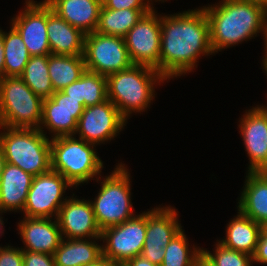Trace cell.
Segmentation results:
<instances>
[{
	"mask_svg": "<svg viewBox=\"0 0 267 266\" xmlns=\"http://www.w3.org/2000/svg\"><path fill=\"white\" fill-rule=\"evenodd\" d=\"M168 15L161 16L159 73L169 81L192 72L201 55L214 53L203 7Z\"/></svg>",
	"mask_w": 267,
	"mask_h": 266,
	"instance_id": "cell-1",
	"label": "cell"
},
{
	"mask_svg": "<svg viewBox=\"0 0 267 266\" xmlns=\"http://www.w3.org/2000/svg\"><path fill=\"white\" fill-rule=\"evenodd\" d=\"M203 9L214 54L262 34L267 17L266 5L249 0H221Z\"/></svg>",
	"mask_w": 267,
	"mask_h": 266,
	"instance_id": "cell-2",
	"label": "cell"
},
{
	"mask_svg": "<svg viewBox=\"0 0 267 266\" xmlns=\"http://www.w3.org/2000/svg\"><path fill=\"white\" fill-rule=\"evenodd\" d=\"M166 79L154 68L133 64L106 76L107 96L126 119L132 113L145 112L155 97V86ZM160 83V84H159Z\"/></svg>",
	"mask_w": 267,
	"mask_h": 266,
	"instance_id": "cell-3",
	"label": "cell"
},
{
	"mask_svg": "<svg viewBox=\"0 0 267 266\" xmlns=\"http://www.w3.org/2000/svg\"><path fill=\"white\" fill-rule=\"evenodd\" d=\"M0 129V148L6 163L33 176L51 170V139L40 129L6 126H0Z\"/></svg>",
	"mask_w": 267,
	"mask_h": 266,
	"instance_id": "cell-4",
	"label": "cell"
},
{
	"mask_svg": "<svg viewBox=\"0 0 267 266\" xmlns=\"http://www.w3.org/2000/svg\"><path fill=\"white\" fill-rule=\"evenodd\" d=\"M51 170L63 175L76 188L97 178L102 181L103 161L97 155L96 145L74 135L51 138ZM95 177V178H94Z\"/></svg>",
	"mask_w": 267,
	"mask_h": 266,
	"instance_id": "cell-5",
	"label": "cell"
},
{
	"mask_svg": "<svg viewBox=\"0 0 267 266\" xmlns=\"http://www.w3.org/2000/svg\"><path fill=\"white\" fill-rule=\"evenodd\" d=\"M126 164L120 162L110 175H106L94 201H91L98 227L122 224L133 218L131 198V175Z\"/></svg>",
	"mask_w": 267,
	"mask_h": 266,
	"instance_id": "cell-6",
	"label": "cell"
},
{
	"mask_svg": "<svg viewBox=\"0 0 267 266\" xmlns=\"http://www.w3.org/2000/svg\"><path fill=\"white\" fill-rule=\"evenodd\" d=\"M43 99L17 76L0 79V126L39 129Z\"/></svg>",
	"mask_w": 267,
	"mask_h": 266,
	"instance_id": "cell-7",
	"label": "cell"
},
{
	"mask_svg": "<svg viewBox=\"0 0 267 266\" xmlns=\"http://www.w3.org/2000/svg\"><path fill=\"white\" fill-rule=\"evenodd\" d=\"M83 58L86 70L104 76L133 65L123 37L96 31L85 35Z\"/></svg>",
	"mask_w": 267,
	"mask_h": 266,
	"instance_id": "cell-8",
	"label": "cell"
},
{
	"mask_svg": "<svg viewBox=\"0 0 267 266\" xmlns=\"http://www.w3.org/2000/svg\"><path fill=\"white\" fill-rule=\"evenodd\" d=\"M74 186L61 174L50 170L34 176L28 191L23 214L28 218H57L67 197L64 193Z\"/></svg>",
	"mask_w": 267,
	"mask_h": 266,
	"instance_id": "cell-9",
	"label": "cell"
},
{
	"mask_svg": "<svg viewBox=\"0 0 267 266\" xmlns=\"http://www.w3.org/2000/svg\"><path fill=\"white\" fill-rule=\"evenodd\" d=\"M146 234V212L101 231L102 256L114 262L141 255Z\"/></svg>",
	"mask_w": 267,
	"mask_h": 266,
	"instance_id": "cell-10",
	"label": "cell"
},
{
	"mask_svg": "<svg viewBox=\"0 0 267 266\" xmlns=\"http://www.w3.org/2000/svg\"><path fill=\"white\" fill-rule=\"evenodd\" d=\"M153 7L128 31L125 44L133 64L145 65L159 72L161 50V14Z\"/></svg>",
	"mask_w": 267,
	"mask_h": 266,
	"instance_id": "cell-11",
	"label": "cell"
},
{
	"mask_svg": "<svg viewBox=\"0 0 267 266\" xmlns=\"http://www.w3.org/2000/svg\"><path fill=\"white\" fill-rule=\"evenodd\" d=\"M126 123L117 107L107 99L101 104L84 108L74 136L78 134L80 139L97 146L117 137Z\"/></svg>",
	"mask_w": 267,
	"mask_h": 266,
	"instance_id": "cell-12",
	"label": "cell"
},
{
	"mask_svg": "<svg viewBox=\"0 0 267 266\" xmlns=\"http://www.w3.org/2000/svg\"><path fill=\"white\" fill-rule=\"evenodd\" d=\"M175 207H154L146 212V234L141 256L161 265L166 245L182 230ZM179 222V223H178Z\"/></svg>",
	"mask_w": 267,
	"mask_h": 266,
	"instance_id": "cell-13",
	"label": "cell"
},
{
	"mask_svg": "<svg viewBox=\"0 0 267 266\" xmlns=\"http://www.w3.org/2000/svg\"><path fill=\"white\" fill-rule=\"evenodd\" d=\"M84 108L79 100L62 91H55L51 97L43 99L39 129L45 135L47 132L43 129H48L53 134L52 138L74 135Z\"/></svg>",
	"mask_w": 267,
	"mask_h": 266,
	"instance_id": "cell-14",
	"label": "cell"
},
{
	"mask_svg": "<svg viewBox=\"0 0 267 266\" xmlns=\"http://www.w3.org/2000/svg\"><path fill=\"white\" fill-rule=\"evenodd\" d=\"M24 9L15 15L11 25L19 32L31 56L50 55L47 37V3L26 0Z\"/></svg>",
	"mask_w": 267,
	"mask_h": 266,
	"instance_id": "cell-15",
	"label": "cell"
},
{
	"mask_svg": "<svg viewBox=\"0 0 267 266\" xmlns=\"http://www.w3.org/2000/svg\"><path fill=\"white\" fill-rule=\"evenodd\" d=\"M239 120V132L249 157L248 172L267 170V106L256 105Z\"/></svg>",
	"mask_w": 267,
	"mask_h": 266,
	"instance_id": "cell-16",
	"label": "cell"
},
{
	"mask_svg": "<svg viewBox=\"0 0 267 266\" xmlns=\"http://www.w3.org/2000/svg\"><path fill=\"white\" fill-rule=\"evenodd\" d=\"M61 234L66 239L101 238L91 200L71 196L60 207L57 217Z\"/></svg>",
	"mask_w": 267,
	"mask_h": 266,
	"instance_id": "cell-17",
	"label": "cell"
},
{
	"mask_svg": "<svg viewBox=\"0 0 267 266\" xmlns=\"http://www.w3.org/2000/svg\"><path fill=\"white\" fill-rule=\"evenodd\" d=\"M17 227L25 245L22 250L53 255L63 239L57 218L24 216Z\"/></svg>",
	"mask_w": 267,
	"mask_h": 266,
	"instance_id": "cell-18",
	"label": "cell"
},
{
	"mask_svg": "<svg viewBox=\"0 0 267 266\" xmlns=\"http://www.w3.org/2000/svg\"><path fill=\"white\" fill-rule=\"evenodd\" d=\"M58 16L84 34L96 31L102 0H44Z\"/></svg>",
	"mask_w": 267,
	"mask_h": 266,
	"instance_id": "cell-19",
	"label": "cell"
},
{
	"mask_svg": "<svg viewBox=\"0 0 267 266\" xmlns=\"http://www.w3.org/2000/svg\"><path fill=\"white\" fill-rule=\"evenodd\" d=\"M85 35L58 16L47 4V37L51 54L83 55Z\"/></svg>",
	"mask_w": 267,
	"mask_h": 266,
	"instance_id": "cell-20",
	"label": "cell"
},
{
	"mask_svg": "<svg viewBox=\"0 0 267 266\" xmlns=\"http://www.w3.org/2000/svg\"><path fill=\"white\" fill-rule=\"evenodd\" d=\"M33 178L18 166L5 163L0 179V210L22 212Z\"/></svg>",
	"mask_w": 267,
	"mask_h": 266,
	"instance_id": "cell-21",
	"label": "cell"
},
{
	"mask_svg": "<svg viewBox=\"0 0 267 266\" xmlns=\"http://www.w3.org/2000/svg\"><path fill=\"white\" fill-rule=\"evenodd\" d=\"M238 198V210L258 224L267 220V174L248 172Z\"/></svg>",
	"mask_w": 267,
	"mask_h": 266,
	"instance_id": "cell-22",
	"label": "cell"
},
{
	"mask_svg": "<svg viewBox=\"0 0 267 266\" xmlns=\"http://www.w3.org/2000/svg\"><path fill=\"white\" fill-rule=\"evenodd\" d=\"M101 238H63L53 256L56 266H86L95 263L102 256ZM96 240V241H95Z\"/></svg>",
	"mask_w": 267,
	"mask_h": 266,
	"instance_id": "cell-23",
	"label": "cell"
},
{
	"mask_svg": "<svg viewBox=\"0 0 267 266\" xmlns=\"http://www.w3.org/2000/svg\"><path fill=\"white\" fill-rule=\"evenodd\" d=\"M237 213L226 226V238L218 241L227 248L253 256L261 234V225L239 210Z\"/></svg>",
	"mask_w": 267,
	"mask_h": 266,
	"instance_id": "cell-24",
	"label": "cell"
},
{
	"mask_svg": "<svg viewBox=\"0 0 267 266\" xmlns=\"http://www.w3.org/2000/svg\"><path fill=\"white\" fill-rule=\"evenodd\" d=\"M86 70L83 55H48V72L54 91L77 81Z\"/></svg>",
	"mask_w": 267,
	"mask_h": 266,
	"instance_id": "cell-25",
	"label": "cell"
},
{
	"mask_svg": "<svg viewBox=\"0 0 267 266\" xmlns=\"http://www.w3.org/2000/svg\"><path fill=\"white\" fill-rule=\"evenodd\" d=\"M151 9L112 10L101 6L96 32L125 37L128 31Z\"/></svg>",
	"mask_w": 267,
	"mask_h": 266,
	"instance_id": "cell-26",
	"label": "cell"
},
{
	"mask_svg": "<svg viewBox=\"0 0 267 266\" xmlns=\"http://www.w3.org/2000/svg\"><path fill=\"white\" fill-rule=\"evenodd\" d=\"M4 45V77H19L31 57L19 32L11 25L7 33L2 30Z\"/></svg>",
	"mask_w": 267,
	"mask_h": 266,
	"instance_id": "cell-27",
	"label": "cell"
},
{
	"mask_svg": "<svg viewBox=\"0 0 267 266\" xmlns=\"http://www.w3.org/2000/svg\"><path fill=\"white\" fill-rule=\"evenodd\" d=\"M19 77L42 99L51 97L55 92L48 72V55L31 56Z\"/></svg>",
	"mask_w": 267,
	"mask_h": 266,
	"instance_id": "cell-28",
	"label": "cell"
},
{
	"mask_svg": "<svg viewBox=\"0 0 267 266\" xmlns=\"http://www.w3.org/2000/svg\"><path fill=\"white\" fill-rule=\"evenodd\" d=\"M188 238L182 229L164 248L165 255L160 266H194L202 254V248L196 245L189 248Z\"/></svg>",
	"mask_w": 267,
	"mask_h": 266,
	"instance_id": "cell-29",
	"label": "cell"
},
{
	"mask_svg": "<svg viewBox=\"0 0 267 266\" xmlns=\"http://www.w3.org/2000/svg\"><path fill=\"white\" fill-rule=\"evenodd\" d=\"M81 104L98 105L108 99L106 76L85 70L80 77Z\"/></svg>",
	"mask_w": 267,
	"mask_h": 266,
	"instance_id": "cell-30",
	"label": "cell"
},
{
	"mask_svg": "<svg viewBox=\"0 0 267 266\" xmlns=\"http://www.w3.org/2000/svg\"><path fill=\"white\" fill-rule=\"evenodd\" d=\"M202 255L214 266H251L253 265L252 256L244 252L236 251L225 247L218 240L215 244V251L202 248Z\"/></svg>",
	"mask_w": 267,
	"mask_h": 266,
	"instance_id": "cell-31",
	"label": "cell"
},
{
	"mask_svg": "<svg viewBox=\"0 0 267 266\" xmlns=\"http://www.w3.org/2000/svg\"><path fill=\"white\" fill-rule=\"evenodd\" d=\"M0 266H23V250L13 246H0Z\"/></svg>",
	"mask_w": 267,
	"mask_h": 266,
	"instance_id": "cell-32",
	"label": "cell"
},
{
	"mask_svg": "<svg viewBox=\"0 0 267 266\" xmlns=\"http://www.w3.org/2000/svg\"><path fill=\"white\" fill-rule=\"evenodd\" d=\"M102 5L112 10L153 8L146 0H102Z\"/></svg>",
	"mask_w": 267,
	"mask_h": 266,
	"instance_id": "cell-33",
	"label": "cell"
},
{
	"mask_svg": "<svg viewBox=\"0 0 267 266\" xmlns=\"http://www.w3.org/2000/svg\"><path fill=\"white\" fill-rule=\"evenodd\" d=\"M23 266H56L54 256L23 250Z\"/></svg>",
	"mask_w": 267,
	"mask_h": 266,
	"instance_id": "cell-34",
	"label": "cell"
},
{
	"mask_svg": "<svg viewBox=\"0 0 267 266\" xmlns=\"http://www.w3.org/2000/svg\"><path fill=\"white\" fill-rule=\"evenodd\" d=\"M253 263L267 264V236L260 234L257 247L252 256Z\"/></svg>",
	"mask_w": 267,
	"mask_h": 266,
	"instance_id": "cell-35",
	"label": "cell"
},
{
	"mask_svg": "<svg viewBox=\"0 0 267 266\" xmlns=\"http://www.w3.org/2000/svg\"><path fill=\"white\" fill-rule=\"evenodd\" d=\"M61 91L66 95H69L71 98L79 100V102L81 103L80 78Z\"/></svg>",
	"mask_w": 267,
	"mask_h": 266,
	"instance_id": "cell-36",
	"label": "cell"
},
{
	"mask_svg": "<svg viewBox=\"0 0 267 266\" xmlns=\"http://www.w3.org/2000/svg\"><path fill=\"white\" fill-rule=\"evenodd\" d=\"M131 266H159L151 263L148 259L143 258L141 255L136 256L127 261Z\"/></svg>",
	"mask_w": 267,
	"mask_h": 266,
	"instance_id": "cell-37",
	"label": "cell"
},
{
	"mask_svg": "<svg viewBox=\"0 0 267 266\" xmlns=\"http://www.w3.org/2000/svg\"><path fill=\"white\" fill-rule=\"evenodd\" d=\"M4 45L2 39V29H0V79L4 78Z\"/></svg>",
	"mask_w": 267,
	"mask_h": 266,
	"instance_id": "cell-38",
	"label": "cell"
},
{
	"mask_svg": "<svg viewBox=\"0 0 267 266\" xmlns=\"http://www.w3.org/2000/svg\"><path fill=\"white\" fill-rule=\"evenodd\" d=\"M264 34V35H263ZM262 35H263V40H264V51H265V55L262 59V66H263V70H265L267 68V17H266V20H265V23H264V28H263V32H262Z\"/></svg>",
	"mask_w": 267,
	"mask_h": 266,
	"instance_id": "cell-39",
	"label": "cell"
},
{
	"mask_svg": "<svg viewBox=\"0 0 267 266\" xmlns=\"http://www.w3.org/2000/svg\"><path fill=\"white\" fill-rule=\"evenodd\" d=\"M86 266H114V261L101 256L95 263Z\"/></svg>",
	"mask_w": 267,
	"mask_h": 266,
	"instance_id": "cell-40",
	"label": "cell"
},
{
	"mask_svg": "<svg viewBox=\"0 0 267 266\" xmlns=\"http://www.w3.org/2000/svg\"><path fill=\"white\" fill-rule=\"evenodd\" d=\"M194 266H214L210 261H208L202 254L196 259Z\"/></svg>",
	"mask_w": 267,
	"mask_h": 266,
	"instance_id": "cell-41",
	"label": "cell"
},
{
	"mask_svg": "<svg viewBox=\"0 0 267 266\" xmlns=\"http://www.w3.org/2000/svg\"><path fill=\"white\" fill-rule=\"evenodd\" d=\"M5 163H6L5 157H4L3 152L0 148V179H1L2 171H3Z\"/></svg>",
	"mask_w": 267,
	"mask_h": 266,
	"instance_id": "cell-42",
	"label": "cell"
},
{
	"mask_svg": "<svg viewBox=\"0 0 267 266\" xmlns=\"http://www.w3.org/2000/svg\"><path fill=\"white\" fill-rule=\"evenodd\" d=\"M261 233L267 236V220L261 224Z\"/></svg>",
	"mask_w": 267,
	"mask_h": 266,
	"instance_id": "cell-43",
	"label": "cell"
},
{
	"mask_svg": "<svg viewBox=\"0 0 267 266\" xmlns=\"http://www.w3.org/2000/svg\"><path fill=\"white\" fill-rule=\"evenodd\" d=\"M3 211L0 210V235L4 234L3 226H4V221L2 220L3 217H1Z\"/></svg>",
	"mask_w": 267,
	"mask_h": 266,
	"instance_id": "cell-44",
	"label": "cell"
},
{
	"mask_svg": "<svg viewBox=\"0 0 267 266\" xmlns=\"http://www.w3.org/2000/svg\"><path fill=\"white\" fill-rule=\"evenodd\" d=\"M114 266H131L127 261L114 262Z\"/></svg>",
	"mask_w": 267,
	"mask_h": 266,
	"instance_id": "cell-45",
	"label": "cell"
},
{
	"mask_svg": "<svg viewBox=\"0 0 267 266\" xmlns=\"http://www.w3.org/2000/svg\"><path fill=\"white\" fill-rule=\"evenodd\" d=\"M146 1L153 7L154 4H153V1H152V0H146ZM150 1H151L152 3H151ZM154 1H155V0H154ZM157 1H159V2L161 1V3H162V2H164V1L166 2V1H168V0H156L155 2H157Z\"/></svg>",
	"mask_w": 267,
	"mask_h": 266,
	"instance_id": "cell-46",
	"label": "cell"
},
{
	"mask_svg": "<svg viewBox=\"0 0 267 266\" xmlns=\"http://www.w3.org/2000/svg\"><path fill=\"white\" fill-rule=\"evenodd\" d=\"M249 1H256V2H260V3H262V4H264V5H266V6H267V0H249Z\"/></svg>",
	"mask_w": 267,
	"mask_h": 266,
	"instance_id": "cell-47",
	"label": "cell"
}]
</instances>
